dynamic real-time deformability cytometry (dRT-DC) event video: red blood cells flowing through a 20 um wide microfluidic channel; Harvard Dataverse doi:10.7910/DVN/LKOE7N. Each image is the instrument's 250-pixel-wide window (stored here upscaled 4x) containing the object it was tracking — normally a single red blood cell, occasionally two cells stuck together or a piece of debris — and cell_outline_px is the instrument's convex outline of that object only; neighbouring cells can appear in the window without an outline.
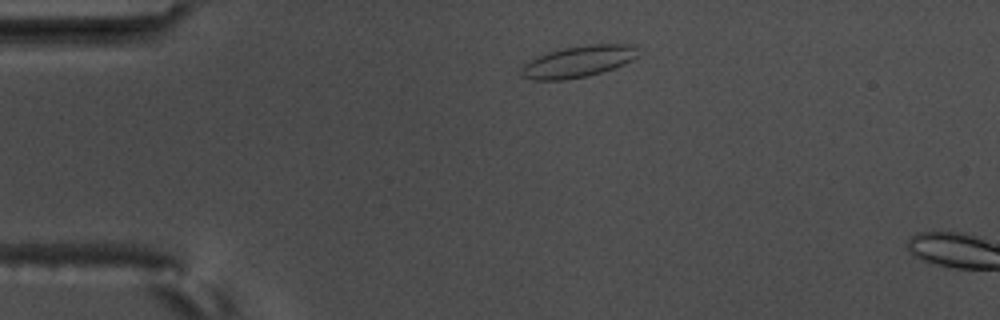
{"species": "common noctule bat (a hibernating species)", "species_latin": "Nyctalus noctula", "temperature_condition": "warm", "stored_images_in_passage": 2, "camera_frame_rate_fps": 3000, "um_per_image_px": 0.085, "animal": {"sex": "male", "body_mass_g": 17.5, "forearm_length_mm": 52.3}, "frame": {"image": 1, "passage_image": 1, "time_ms": 0.0, "image_size_px": [1000, 320], "cell_outline_px": [[636, 56], [632, 60], [624, 64], [604, 72], [588, 76], [564, 80], [532, 80], [520, 76], [520, 68], [524, 64], [536, 56], [548, 52], [564, 48], [588, 44], [632, 44]], "centroid_in_image_um": [49.07, 5.25], "position_along_channel_um": 35.9, "area_um2": 21.44}}